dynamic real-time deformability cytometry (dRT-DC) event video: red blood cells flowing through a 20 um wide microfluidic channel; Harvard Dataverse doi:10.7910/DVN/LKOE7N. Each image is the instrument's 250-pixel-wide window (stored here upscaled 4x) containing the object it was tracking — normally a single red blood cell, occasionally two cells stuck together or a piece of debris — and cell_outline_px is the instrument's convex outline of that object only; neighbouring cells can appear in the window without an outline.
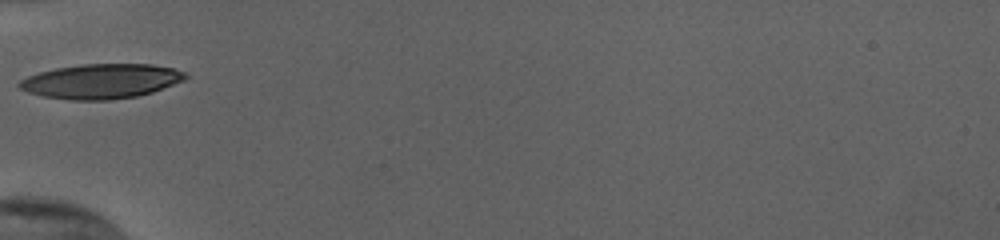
{"species": "human", "species_latin": "Homo sapiens", "temperature_condition": "cold", "stored_images_in_passage": 26, "camera_frame_rate_fps": 3000, "um_per_image_px": 0.085, "donor": {"sex": "female"}, "frame": {"image": 1, "passage_image": 1, "time_ms": 0.0, "image_size_px": [1000, 240], "cell_outline_px": [[188, 76], [184, 80], [152, 92], [136, 96], [108, 100], [72, 100], [44, 96], [28, 92], [20, 88], [16, 84], [20, 80], [28, 76], [40, 72], [56, 68], [84, 64], [152, 64], [172, 68], [188, 72]], "centroid_in_image_um": [8.61, 6.9], "position_along_channel_um": 76.4, "area_um2": 33.41}}
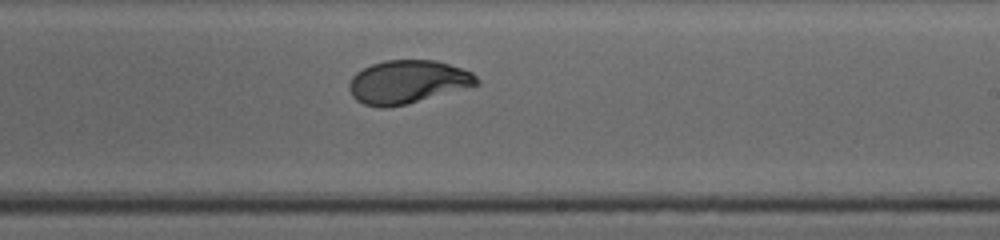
{"frame": {"image": 2, "passage_image": 15, "time_ms": 4.667, "image_size_px": [1000, 240], "cell_outline_px": [[480, 84], [408, 104], [384, 108], [380, 108], [364, 104], [356, 100], [352, 96], [348, 88], [348, 84], [352, 76], [356, 72], [372, 64], [384, 60], [436, 60], [472, 72], [480, 80]], "centroid_in_image_um": [34.63, 6.97], "position_along_channel_um": 254.4, "area_um2": 32.25}}
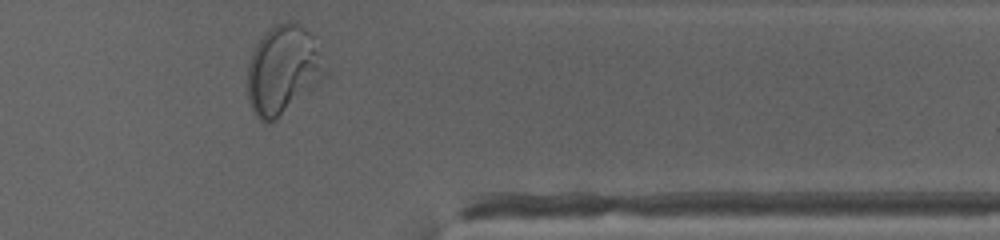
{"frame": {"image": 3, "passage_image": 26, "time_ms": 8.333, "image_size_px": [1000, 240], "cell_outline_px": [[328, 72], [308, 92], [276, 120], [268, 124], [264, 124], [256, 116], [248, 100], [248, 64], [252, 52], [256, 44], [264, 32], [268, 28], [276, 24], [288, 20], [300, 24], [312, 36]], "centroid_in_image_um": [24.02, 5.94], "position_along_channel_um": 387.4, "area_um2": 39.88}, "authors_computed_cell_mechanics": {"area_um2": 32.7148, "velocity_mm_per_s": 3.8142, "shape_relaxation_time_tau1_ms": 5.1323, "shape_relaxation_time_tau2_ms": null, "deformation_change_tau1": 0.223, "deformation_change_tau2": null}}